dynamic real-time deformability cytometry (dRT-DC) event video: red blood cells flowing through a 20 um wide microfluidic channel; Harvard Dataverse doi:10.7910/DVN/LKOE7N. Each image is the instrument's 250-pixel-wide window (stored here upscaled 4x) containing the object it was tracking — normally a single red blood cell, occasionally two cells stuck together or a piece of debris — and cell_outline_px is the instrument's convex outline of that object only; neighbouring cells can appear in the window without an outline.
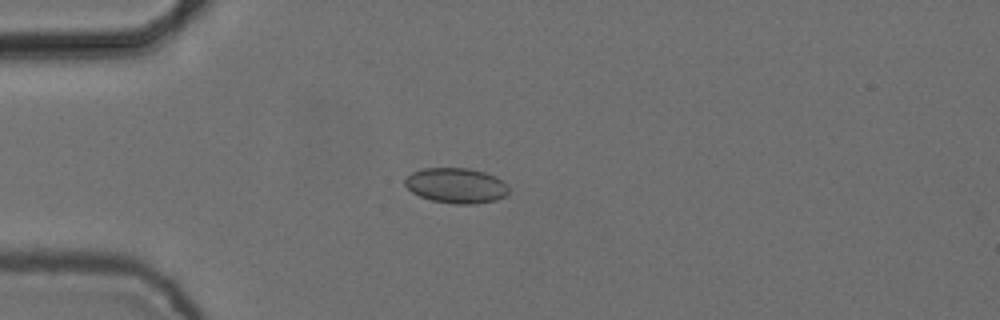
{"species": "common noctule bat (a hibernating species)", "species_latin": "Nyctalus noctula", "temperature_condition": "cold", "stored_images_in_passage": 5, "camera_frame_rate_fps": 3000, "um_per_image_px": 0.085, "animal": {"sex": "female", "body_mass_g": 24.6, "forearm_length_mm": 56.2}, "frame": {"image": 1, "passage_image": 3, "time_ms": 0.667, "image_size_px": [1000, 320], "cell_outline_px": [[508, 192], [504, 196], [496, 200], [476, 204], [456, 204], [432, 200], [420, 196], [412, 192], [404, 184], [404, 180], [412, 172], [424, 168], [468, 168], [484, 172], [496, 176], [508, 188]], "centroid_in_image_um": [38.76, 15.77], "position_along_channel_um": 46.2, "area_um2": 21.15}}
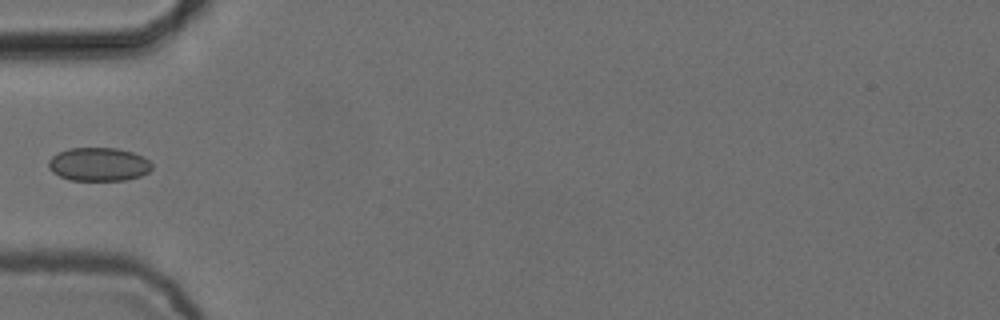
{"frame": {"image": 2, "passage_image": 4, "time_ms": 1.0, "image_size_px": [1000, 320], "cell_outline_px": [[152, 168], [148, 172], [140, 176], [128, 180], [68, 180], [52, 172], [48, 168], [48, 160], [52, 156], [68, 148], [116, 148], [132, 152], [144, 156], [152, 164]], "centroid_in_image_um": [8.38, 13.97], "position_along_channel_um": 76.6, "area_um2": 20.29}}
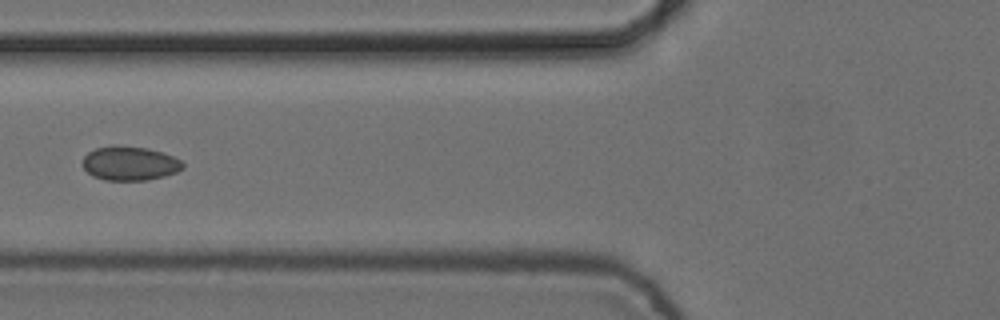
{"frame": {"image": 3, "passage_image": 5, "time_ms": 1.333, "image_size_px": [1000, 320], "cell_outline_px": [[184, 168], [176, 172], [164, 176], [148, 180], [104, 180], [92, 176], [84, 168], [84, 156], [88, 152], [96, 148], [112, 144], [116, 144], [148, 148], [172, 156], [180, 160], [184, 164]], "centroid_in_image_um": [11.02, 13.87], "position_along_channel_um": 114.8, "area_um2": 20.0}}